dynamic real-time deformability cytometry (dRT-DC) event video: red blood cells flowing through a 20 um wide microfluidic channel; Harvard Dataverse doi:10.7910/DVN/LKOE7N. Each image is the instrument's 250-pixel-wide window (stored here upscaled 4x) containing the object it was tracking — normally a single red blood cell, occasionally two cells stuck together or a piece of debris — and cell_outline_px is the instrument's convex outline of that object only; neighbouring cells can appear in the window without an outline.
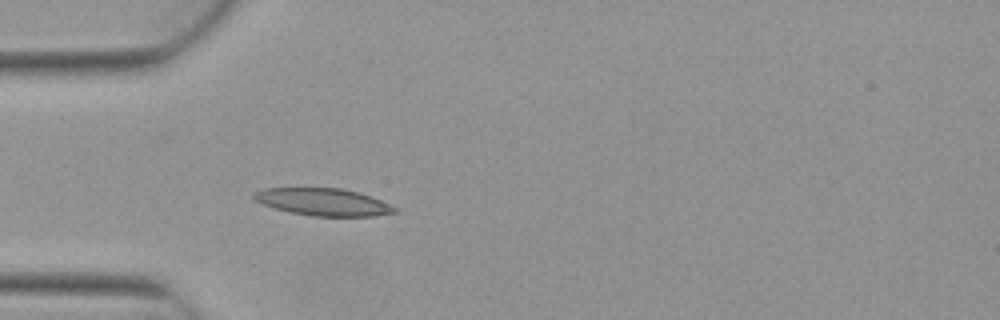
{"species": "Egyptian fruit bat (a non-hibernating species)", "species_latin": "Rousettus aegyptiacus", "temperature_condition": "warm", "stored_images_in_passage": 4, "camera_frame_rate_fps": 3000, "um_per_image_px": 0.085, "animal": {"sex": "female"}, "frame": {"image": 1, "passage_image": 4, "time_ms": 1.0, "image_size_px": [1000, 320], "cell_outline_px": [[400, 212], [376, 216], [312, 216], [288, 212], [264, 204], [256, 200], [252, 196], [252, 192], [264, 188], [344, 188], [380, 200], [400, 208]], "centroid_in_image_um": [27.51, 17.17], "position_along_channel_um": 57.5, "area_um2": 22.48}}